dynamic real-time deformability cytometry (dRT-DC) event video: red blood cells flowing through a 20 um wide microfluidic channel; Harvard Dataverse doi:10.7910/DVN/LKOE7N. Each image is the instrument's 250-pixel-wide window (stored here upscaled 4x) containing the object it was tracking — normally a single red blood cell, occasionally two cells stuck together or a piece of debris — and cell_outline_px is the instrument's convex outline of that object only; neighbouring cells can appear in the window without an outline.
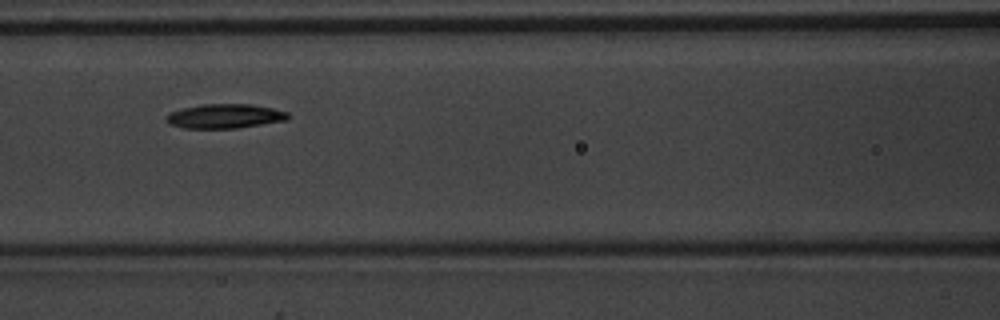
{"species": "common noctule bat (a hibernating species)", "species_latin": "Nyctalus noctula", "temperature_condition": "warm", "stored_images_in_passage": 7, "camera_frame_rate_fps": 3000, "um_per_image_px": 0.085, "animal": {"sex": "male", "body_mass_g": 20.1, "forearm_length_mm": 53.5}, "frame": {"image": 1, "passage_image": 7, "time_ms": 2.0, "image_size_px": [1000, 320], "cell_outline_px": [[292, 116], [288, 120], [236, 128], [184, 128], [168, 124], [164, 120], [172, 112], [184, 108], [200, 104], [248, 104], [272, 108], [288, 112]], "centroid_in_image_um": [19.14, 9.87], "position_along_channel_um": 147.5, "area_um2": 17.22}}